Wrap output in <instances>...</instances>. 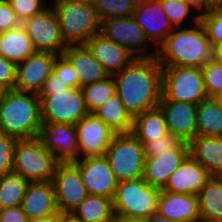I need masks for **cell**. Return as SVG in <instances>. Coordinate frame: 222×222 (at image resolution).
<instances>
[{
	"instance_id": "d6a6232c",
	"label": "cell",
	"mask_w": 222,
	"mask_h": 222,
	"mask_svg": "<svg viewBox=\"0 0 222 222\" xmlns=\"http://www.w3.org/2000/svg\"><path fill=\"white\" fill-rule=\"evenodd\" d=\"M89 113H93L116 94L113 75L106 79L81 87Z\"/></svg>"
},
{
	"instance_id": "f1b7e54d",
	"label": "cell",
	"mask_w": 222,
	"mask_h": 222,
	"mask_svg": "<svg viewBox=\"0 0 222 222\" xmlns=\"http://www.w3.org/2000/svg\"><path fill=\"white\" fill-rule=\"evenodd\" d=\"M132 133L141 141L149 142L168 134L164 113L158 106L134 117Z\"/></svg>"
},
{
	"instance_id": "60d3db41",
	"label": "cell",
	"mask_w": 222,
	"mask_h": 222,
	"mask_svg": "<svg viewBox=\"0 0 222 222\" xmlns=\"http://www.w3.org/2000/svg\"><path fill=\"white\" fill-rule=\"evenodd\" d=\"M53 72L67 83L70 88H80V81L77 72L63 55L57 56Z\"/></svg>"
},
{
	"instance_id": "277c9868",
	"label": "cell",
	"mask_w": 222,
	"mask_h": 222,
	"mask_svg": "<svg viewBox=\"0 0 222 222\" xmlns=\"http://www.w3.org/2000/svg\"><path fill=\"white\" fill-rule=\"evenodd\" d=\"M52 1V2H51ZM55 9L65 45H85L100 32L101 21L94 3L83 0H50Z\"/></svg>"
},
{
	"instance_id": "7bdbcfd3",
	"label": "cell",
	"mask_w": 222,
	"mask_h": 222,
	"mask_svg": "<svg viewBox=\"0 0 222 222\" xmlns=\"http://www.w3.org/2000/svg\"><path fill=\"white\" fill-rule=\"evenodd\" d=\"M21 25V21L17 18L15 11L10 3L6 0L0 3V33Z\"/></svg>"
},
{
	"instance_id": "44dd1931",
	"label": "cell",
	"mask_w": 222,
	"mask_h": 222,
	"mask_svg": "<svg viewBox=\"0 0 222 222\" xmlns=\"http://www.w3.org/2000/svg\"><path fill=\"white\" fill-rule=\"evenodd\" d=\"M210 177L208 170L189 154L169 177L162 190L171 193L198 195Z\"/></svg>"
},
{
	"instance_id": "3957f363",
	"label": "cell",
	"mask_w": 222,
	"mask_h": 222,
	"mask_svg": "<svg viewBox=\"0 0 222 222\" xmlns=\"http://www.w3.org/2000/svg\"><path fill=\"white\" fill-rule=\"evenodd\" d=\"M38 94L7 90L0 100V132L18 139L38 137L42 126Z\"/></svg>"
},
{
	"instance_id": "7a4b0ae2",
	"label": "cell",
	"mask_w": 222,
	"mask_h": 222,
	"mask_svg": "<svg viewBox=\"0 0 222 222\" xmlns=\"http://www.w3.org/2000/svg\"><path fill=\"white\" fill-rule=\"evenodd\" d=\"M156 56L162 67H202L213 58V48L199 21L189 27H175Z\"/></svg>"
},
{
	"instance_id": "83f0119b",
	"label": "cell",
	"mask_w": 222,
	"mask_h": 222,
	"mask_svg": "<svg viewBox=\"0 0 222 222\" xmlns=\"http://www.w3.org/2000/svg\"><path fill=\"white\" fill-rule=\"evenodd\" d=\"M93 113L116 134L132 132L134 118L127 111L124 103L117 94Z\"/></svg>"
},
{
	"instance_id": "9a60e30c",
	"label": "cell",
	"mask_w": 222,
	"mask_h": 222,
	"mask_svg": "<svg viewBox=\"0 0 222 222\" xmlns=\"http://www.w3.org/2000/svg\"><path fill=\"white\" fill-rule=\"evenodd\" d=\"M57 56L51 52L36 51L18 63L14 89L39 94L45 81L53 73Z\"/></svg>"
},
{
	"instance_id": "b9f144b4",
	"label": "cell",
	"mask_w": 222,
	"mask_h": 222,
	"mask_svg": "<svg viewBox=\"0 0 222 222\" xmlns=\"http://www.w3.org/2000/svg\"><path fill=\"white\" fill-rule=\"evenodd\" d=\"M17 64L5 57H0V84L7 90L15 88Z\"/></svg>"
},
{
	"instance_id": "52a82bcc",
	"label": "cell",
	"mask_w": 222,
	"mask_h": 222,
	"mask_svg": "<svg viewBox=\"0 0 222 222\" xmlns=\"http://www.w3.org/2000/svg\"><path fill=\"white\" fill-rule=\"evenodd\" d=\"M118 182L143 177V143L131 132L115 134L105 153Z\"/></svg>"
},
{
	"instance_id": "ac0fdd59",
	"label": "cell",
	"mask_w": 222,
	"mask_h": 222,
	"mask_svg": "<svg viewBox=\"0 0 222 222\" xmlns=\"http://www.w3.org/2000/svg\"><path fill=\"white\" fill-rule=\"evenodd\" d=\"M158 106L164 113L168 133L186 143L197 135V104L167 100L161 96Z\"/></svg>"
},
{
	"instance_id": "f546056e",
	"label": "cell",
	"mask_w": 222,
	"mask_h": 222,
	"mask_svg": "<svg viewBox=\"0 0 222 222\" xmlns=\"http://www.w3.org/2000/svg\"><path fill=\"white\" fill-rule=\"evenodd\" d=\"M71 213L81 222H110L113 202L105 196L88 194Z\"/></svg>"
},
{
	"instance_id": "f6af8a7d",
	"label": "cell",
	"mask_w": 222,
	"mask_h": 222,
	"mask_svg": "<svg viewBox=\"0 0 222 222\" xmlns=\"http://www.w3.org/2000/svg\"><path fill=\"white\" fill-rule=\"evenodd\" d=\"M70 87L62 79H60L54 72L45 81L40 92H59L65 91Z\"/></svg>"
},
{
	"instance_id": "d590c367",
	"label": "cell",
	"mask_w": 222,
	"mask_h": 222,
	"mask_svg": "<svg viewBox=\"0 0 222 222\" xmlns=\"http://www.w3.org/2000/svg\"><path fill=\"white\" fill-rule=\"evenodd\" d=\"M212 48L222 42V3L214 4L213 7L200 17Z\"/></svg>"
},
{
	"instance_id": "9c48e42d",
	"label": "cell",
	"mask_w": 222,
	"mask_h": 222,
	"mask_svg": "<svg viewBox=\"0 0 222 222\" xmlns=\"http://www.w3.org/2000/svg\"><path fill=\"white\" fill-rule=\"evenodd\" d=\"M43 123L75 125L89 114L81 88H69L59 92H39Z\"/></svg>"
},
{
	"instance_id": "e575fe53",
	"label": "cell",
	"mask_w": 222,
	"mask_h": 222,
	"mask_svg": "<svg viewBox=\"0 0 222 222\" xmlns=\"http://www.w3.org/2000/svg\"><path fill=\"white\" fill-rule=\"evenodd\" d=\"M164 9V13L173 24L174 27H183L184 21L191 18L192 22L189 24L195 25L200 21L199 13H194L192 8L187 5L183 0H159ZM193 12V13H192ZM193 17H191V15ZM197 14V15H196Z\"/></svg>"
},
{
	"instance_id": "2e32d148",
	"label": "cell",
	"mask_w": 222,
	"mask_h": 222,
	"mask_svg": "<svg viewBox=\"0 0 222 222\" xmlns=\"http://www.w3.org/2000/svg\"><path fill=\"white\" fill-rule=\"evenodd\" d=\"M43 145L54 154L59 163L79 160L77 130L75 125L43 123L38 136Z\"/></svg>"
},
{
	"instance_id": "4dcf8cb0",
	"label": "cell",
	"mask_w": 222,
	"mask_h": 222,
	"mask_svg": "<svg viewBox=\"0 0 222 222\" xmlns=\"http://www.w3.org/2000/svg\"><path fill=\"white\" fill-rule=\"evenodd\" d=\"M197 135L222 137V106L208 97L197 105Z\"/></svg>"
},
{
	"instance_id": "11a10c76",
	"label": "cell",
	"mask_w": 222,
	"mask_h": 222,
	"mask_svg": "<svg viewBox=\"0 0 222 222\" xmlns=\"http://www.w3.org/2000/svg\"><path fill=\"white\" fill-rule=\"evenodd\" d=\"M211 1H212L213 5L217 4V3H222V0H211Z\"/></svg>"
},
{
	"instance_id": "c3c4849f",
	"label": "cell",
	"mask_w": 222,
	"mask_h": 222,
	"mask_svg": "<svg viewBox=\"0 0 222 222\" xmlns=\"http://www.w3.org/2000/svg\"><path fill=\"white\" fill-rule=\"evenodd\" d=\"M145 222H179V221H171L164 215H161L158 211L153 212Z\"/></svg>"
},
{
	"instance_id": "d4e9b609",
	"label": "cell",
	"mask_w": 222,
	"mask_h": 222,
	"mask_svg": "<svg viewBox=\"0 0 222 222\" xmlns=\"http://www.w3.org/2000/svg\"><path fill=\"white\" fill-rule=\"evenodd\" d=\"M189 154L200 162L211 176L222 177V137L196 135L189 142Z\"/></svg>"
},
{
	"instance_id": "7dc6e473",
	"label": "cell",
	"mask_w": 222,
	"mask_h": 222,
	"mask_svg": "<svg viewBox=\"0 0 222 222\" xmlns=\"http://www.w3.org/2000/svg\"><path fill=\"white\" fill-rule=\"evenodd\" d=\"M110 222H145V220L123 216L114 212Z\"/></svg>"
},
{
	"instance_id": "8d00e7d4",
	"label": "cell",
	"mask_w": 222,
	"mask_h": 222,
	"mask_svg": "<svg viewBox=\"0 0 222 222\" xmlns=\"http://www.w3.org/2000/svg\"><path fill=\"white\" fill-rule=\"evenodd\" d=\"M208 97L222 91V63L212 58L202 67Z\"/></svg>"
},
{
	"instance_id": "484cf974",
	"label": "cell",
	"mask_w": 222,
	"mask_h": 222,
	"mask_svg": "<svg viewBox=\"0 0 222 222\" xmlns=\"http://www.w3.org/2000/svg\"><path fill=\"white\" fill-rule=\"evenodd\" d=\"M35 52L32 40L22 24L1 33L0 57H5L18 64Z\"/></svg>"
},
{
	"instance_id": "e0dca14e",
	"label": "cell",
	"mask_w": 222,
	"mask_h": 222,
	"mask_svg": "<svg viewBox=\"0 0 222 222\" xmlns=\"http://www.w3.org/2000/svg\"><path fill=\"white\" fill-rule=\"evenodd\" d=\"M133 16L157 50L175 28L159 0H138Z\"/></svg>"
},
{
	"instance_id": "1f68e13d",
	"label": "cell",
	"mask_w": 222,
	"mask_h": 222,
	"mask_svg": "<svg viewBox=\"0 0 222 222\" xmlns=\"http://www.w3.org/2000/svg\"><path fill=\"white\" fill-rule=\"evenodd\" d=\"M29 183L14 171L0 176V209L21 206Z\"/></svg>"
},
{
	"instance_id": "f907efd6",
	"label": "cell",
	"mask_w": 222,
	"mask_h": 222,
	"mask_svg": "<svg viewBox=\"0 0 222 222\" xmlns=\"http://www.w3.org/2000/svg\"><path fill=\"white\" fill-rule=\"evenodd\" d=\"M28 222H58V215L57 216L29 218Z\"/></svg>"
},
{
	"instance_id": "f35d334b",
	"label": "cell",
	"mask_w": 222,
	"mask_h": 222,
	"mask_svg": "<svg viewBox=\"0 0 222 222\" xmlns=\"http://www.w3.org/2000/svg\"><path fill=\"white\" fill-rule=\"evenodd\" d=\"M21 23L36 14L41 13L50 4V0H7Z\"/></svg>"
},
{
	"instance_id": "cb8c5ba5",
	"label": "cell",
	"mask_w": 222,
	"mask_h": 222,
	"mask_svg": "<svg viewBox=\"0 0 222 222\" xmlns=\"http://www.w3.org/2000/svg\"><path fill=\"white\" fill-rule=\"evenodd\" d=\"M62 55L72 64L77 72L80 88L110 76L86 45L68 46Z\"/></svg>"
},
{
	"instance_id": "8fae6325",
	"label": "cell",
	"mask_w": 222,
	"mask_h": 222,
	"mask_svg": "<svg viewBox=\"0 0 222 222\" xmlns=\"http://www.w3.org/2000/svg\"><path fill=\"white\" fill-rule=\"evenodd\" d=\"M100 33L128 48L137 57H153L157 55V49L154 51L148 49L152 48L150 47L152 44L133 15L129 17L109 18L101 21Z\"/></svg>"
},
{
	"instance_id": "f5cc1de1",
	"label": "cell",
	"mask_w": 222,
	"mask_h": 222,
	"mask_svg": "<svg viewBox=\"0 0 222 222\" xmlns=\"http://www.w3.org/2000/svg\"><path fill=\"white\" fill-rule=\"evenodd\" d=\"M218 104L222 106V91L212 97Z\"/></svg>"
},
{
	"instance_id": "6da1fadb",
	"label": "cell",
	"mask_w": 222,
	"mask_h": 222,
	"mask_svg": "<svg viewBox=\"0 0 222 222\" xmlns=\"http://www.w3.org/2000/svg\"><path fill=\"white\" fill-rule=\"evenodd\" d=\"M113 77L116 94L133 118L158 107L162 96V66L157 56L137 57Z\"/></svg>"
},
{
	"instance_id": "d6986e66",
	"label": "cell",
	"mask_w": 222,
	"mask_h": 222,
	"mask_svg": "<svg viewBox=\"0 0 222 222\" xmlns=\"http://www.w3.org/2000/svg\"><path fill=\"white\" fill-rule=\"evenodd\" d=\"M188 155L189 143L181 141L175 148L160 155L145 157L143 179L151 186L163 189Z\"/></svg>"
},
{
	"instance_id": "5bb4252c",
	"label": "cell",
	"mask_w": 222,
	"mask_h": 222,
	"mask_svg": "<svg viewBox=\"0 0 222 222\" xmlns=\"http://www.w3.org/2000/svg\"><path fill=\"white\" fill-rule=\"evenodd\" d=\"M79 148V159L105 155L116 134L94 113L85 115L75 124Z\"/></svg>"
},
{
	"instance_id": "8992f818",
	"label": "cell",
	"mask_w": 222,
	"mask_h": 222,
	"mask_svg": "<svg viewBox=\"0 0 222 222\" xmlns=\"http://www.w3.org/2000/svg\"><path fill=\"white\" fill-rule=\"evenodd\" d=\"M161 189L151 186L143 177L118 182L113 202L117 214L146 220L157 211Z\"/></svg>"
},
{
	"instance_id": "4316f807",
	"label": "cell",
	"mask_w": 222,
	"mask_h": 222,
	"mask_svg": "<svg viewBox=\"0 0 222 222\" xmlns=\"http://www.w3.org/2000/svg\"><path fill=\"white\" fill-rule=\"evenodd\" d=\"M201 222L222 220V177L211 176L198 194Z\"/></svg>"
},
{
	"instance_id": "4fadbf2b",
	"label": "cell",
	"mask_w": 222,
	"mask_h": 222,
	"mask_svg": "<svg viewBox=\"0 0 222 222\" xmlns=\"http://www.w3.org/2000/svg\"><path fill=\"white\" fill-rule=\"evenodd\" d=\"M72 163L79 169L88 194L113 200L118 181L105 155L86 157Z\"/></svg>"
},
{
	"instance_id": "ab89813d",
	"label": "cell",
	"mask_w": 222,
	"mask_h": 222,
	"mask_svg": "<svg viewBox=\"0 0 222 222\" xmlns=\"http://www.w3.org/2000/svg\"><path fill=\"white\" fill-rule=\"evenodd\" d=\"M181 141L173 134L168 133L149 142H142L144 145L145 157H154L160 155L167 150L175 148Z\"/></svg>"
},
{
	"instance_id": "ffe728a7",
	"label": "cell",
	"mask_w": 222,
	"mask_h": 222,
	"mask_svg": "<svg viewBox=\"0 0 222 222\" xmlns=\"http://www.w3.org/2000/svg\"><path fill=\"white\" fill-rule=\"evenodd\" d=\"M85 45L109 75L122 71L137 58L128 48L110 40L100 32L94 34Z\"/></svg>"
},
{
	"instance_id": "7c38bea8",
	"label": "cell",
	"mask_w": 222,
	"mask_h": 222,
	"mask_svg": "<svg viewBox=\"0 0 222 222\" xmlns=\"http://www.w3.org/2000/svg\"><path fill=\"white\" fill-rule=\"evenodd\" d=\"M59 213H71L87 196L79 169L72 163H58L52 180Z\"/></svg>"
},
{
	"instance_id": "9f6ffc18",
	"label": "cell",
	"mask_w": 222,
	"mask_h": 222,
	"mask_svg": "<svg viewBox=\"0 0 222 222\" xmlns=\"http://www.w3.org/2000/svg\"><path fill=\"white\" fill-rule=\"evenodd\" d=\"M83 1L94 3L96 0H83Z\"/></svg>"
},
{
	"instance_id": "836d02e7",
	"label": "cell",
	"mask_w": 222,
	"mask_h": 222,
	"mask_svg": "<svg viewBox=\"0 0 222 222\" xmlns=\"http://www.w3.org/2000/svg\"><path fill=\"white\" fill-rule=\"evenodd\" d=\"M138 0H96L94 6L100 21L129 17L134 14Z\"/></svg>"
},
{
	"instance_id": "ee69618b",
	"label": "cell",
	"mask_w": 222,
	"mask_h": 222,
	"mask_svg": "<svg viewBox=\"0 0 222 222\" xmlns=\"http://www.w3.org/2000/svg\"><path fill=\"white\" fill-rule=\"evenodd\" d=\"M0 222H28V217L21 206L0 209Z\"/></svg>"
},
{
	"instance_id": "603a6c76",
	"label": "cell",
	"mask_w": 222,
	"mask_h": 222,
	"mask_svg": "<svg viewBox=\"0 0 222 222\" xmlns=\"http://www.w3.org/2000/svg\"><path fill=\"white\" fill-rule=\"evenodd\" d=\"M21 208L28 219L57 216L59 210L53 182H30L23 197Z\"/></svg>"
},
{
	"instance_id": "30bf717a",
	"label": "cell",
	"mask_w": 222,
	"mask_h": 222,
	"mask_svg": "<svg viewBox=\"0 0 222 222\" xmlns=\"http://www.w3.org/2000/svg\"><path fill=\"white\" fill-rule=\"evenodd\" d=\"M21 24L26 29L36 51L62 55L67 49L57 13L51 4L41 13L25 19Z\"/></svg>"
},
{
	"instance_id": "5b68a950",
	"label": "cell",
	"mask_w": 222,
	"mask_h": 222,
	"mask_svg": "<svg viewBox=\"0 0 222 222\" xmlns=\"http://www.w3.org/2000/svg\"><path fill=\"white\" fill-rule=\"evenodd\" d=\"M58 163L39 137L19 139L16 143L13 171L29 182L52 181Z\"/></svg>"
},
{
	"instance_id": "816d5d0a",
	"label": "cell",
	"mask_w": 222,
	"mask_h": 222,
	"mask_svg": "<svg viewBox=\"0 0 222 222\" xmlns=\"http://www.w3.org/2000/svg\"><path fill=\"white\" fill-rule=\"evenodd\" d=\"M213 58L222 63V42L213 48Z\"/></svg>"
},
{
	"instance_id": "74e56055",
	"label": "cell",
	"mask_w": 222,
	"mask_h": 222,
	"mask_svg": "<svg viewBox=\"0 0 222 222\" xmlns=\"http://www.w3.org/2000/svg\"><path fill=\"white\" fill-rule=\"evenodd\" d=\"M18 140L0 132V176L13 172L14 150Z\"/></svg>"
},
{
	"instance_id": "bcb514c9",
	"label": "cell",
	"mask_w": 222,
	"mask_h": 222,
	"mask_svg": "<svg viewBox=\"0 0 222 222\" xmlns=\"http://www.w3.org/2000/svg\"><path fill=\"white\" fill-rule=\"evenodd\" d=\"M187 5H189L194 11L199 12L201 17L204 13H207L212 7L213 3L211 0H183Z\"/></svg>"
},
{
	"instance_id": "db71d44e",
	"label": "cell",
	"mask_w": 222,
	"mask_h": 222,
	"mask_svg": "<svg viewBox=\"0 0 222 222\" xmlns=\"http://www.w3.org/2000/svg\"><path fill=\"white\" fill-rule=\"evenodd\" d=\"M7 89L0 84V100L3 98V96L5 95Z\"/></svg>"
},
{
	"instance_id": "7402d4cb",
	"label": "cell",
	"mask_w": 222,
	"mask_h": 222,
	"mask_svg": "<svg viewBox=\"0 0 222 222\" xmlns=\"http://www.w3.org/2000/svg\"><path fill=\"white\" fill-rule=\"evenodd\" d=\"M157 211L170 219L179 222H201L198 195L160 191Z\"/></svg>"
},
{
	"instance_id": "681fc988",
	"label": "cell",
	"mask_w": 222,
	"mask_h": 222,
	"mask_svg": "<svg viewBox=\"0 0 222 222\" xmlns=\"http://www.w3.org/2000/svg\"><path fill=\"white\" fill-rule=\"evenodd\" d=\"M58 222H81L72 213H59Z\"/></svg>"
},
{
	"instance_id": "ba28073f",
	"label": "cell",
	"mask_w": 222,
	"mask_h": 222,
	"mask_svg": "<svg viewBox=\"0 0 222 222\" xmlns=\"http://www.w3.org/2000/svg\"><path fill=\"white\" fill-rule=\"evenodd\" d=\"M162 96L167 100L199 104L208 98L201 67H162Z\"/></svg>"
}]
</instances>
